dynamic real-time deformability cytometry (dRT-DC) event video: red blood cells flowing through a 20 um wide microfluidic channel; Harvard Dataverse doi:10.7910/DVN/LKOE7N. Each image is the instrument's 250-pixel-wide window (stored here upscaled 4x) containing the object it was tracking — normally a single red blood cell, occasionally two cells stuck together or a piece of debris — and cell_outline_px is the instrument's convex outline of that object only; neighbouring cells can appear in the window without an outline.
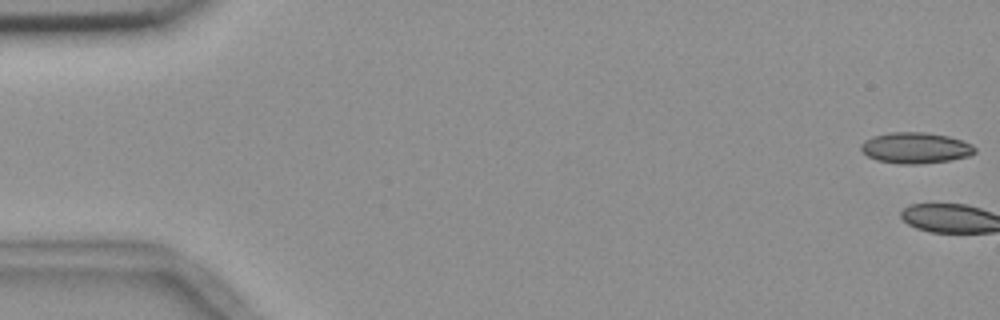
{"species": "common noctule bat (a hibernating species)", "species_latin": "Nyctalus noctula", "temperature_condition": "room temperature", "stored_images_in_passage": 7, "camera_frame_rate_fps": 3000, "um_per_image_px": 0.085, "animal": {"sex": "female", "body_mass_g": 18.4}, "frame": {"image": 1, "passage_image": 1, "time_ms": 0.0, "image_size_px": [1000, 320], "cell_outline_px": [[976, 152], [968, 156], [948, 160], [920, 164], [900, 164], [876, 160], [868, 156], [860, 148], [860, 144], [864, 140], [872, 136], [888, 132], [924, 132], [948, 136], [972, 144], [976, 148]], "centroid_in_image_um": [77.79, 12.56], "position_along_channel_um": 7.2, "area_um2": 20.58}}
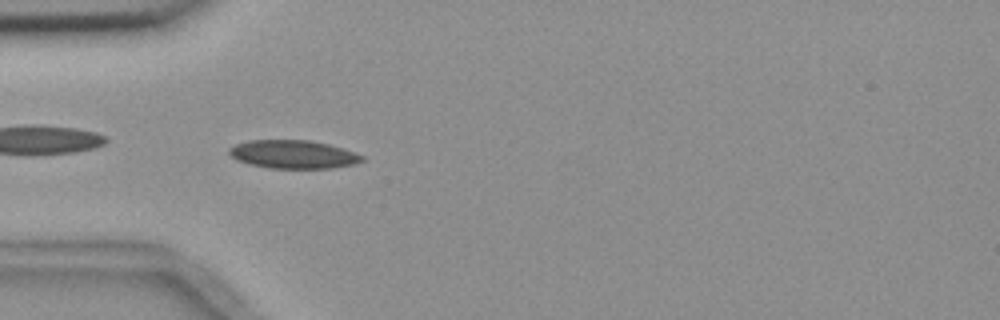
{"frame": {"image": 2, "passage_image": 6, "time_ms": 6.0, "image_size_px": [1000, 320], "cell_outline_px": [[364, 160], [352, 164], [332, 168], [268, 168], [248, 164], [236, 160], [228, 152], [228, 148], [236, 144], [248, 140], [308, 140], [328, 144], [344, 148], [356, 152], [364, 156]], "centroid_in_image_um": [24.91, 13.12], "position_along_channel_um": 60.1, "area_um2": 22.02}}